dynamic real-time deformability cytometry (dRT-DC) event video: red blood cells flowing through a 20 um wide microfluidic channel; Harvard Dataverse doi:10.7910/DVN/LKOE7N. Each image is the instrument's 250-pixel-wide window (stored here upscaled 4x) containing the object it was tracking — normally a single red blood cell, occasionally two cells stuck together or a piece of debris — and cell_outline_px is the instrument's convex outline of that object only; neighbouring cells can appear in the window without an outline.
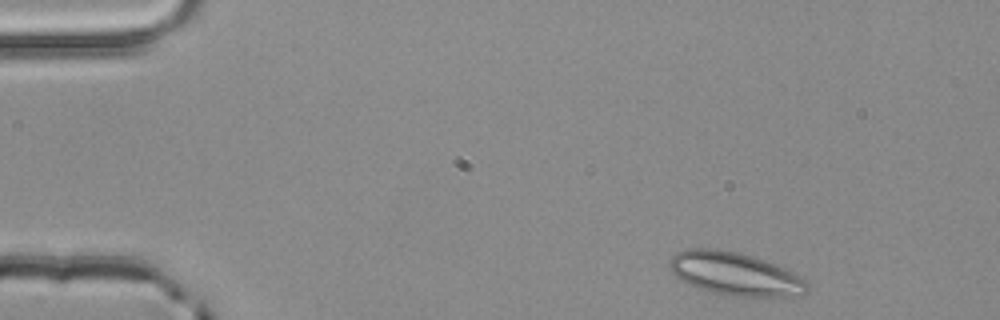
{"species": "common noctule bat (a hibernating species)", "species_latin": "Nyctalus noctula", "temperature_condition": "room temperature", "stored_images_in_passage": 4, "camera_frame_rate_fps": 3000, "um_per_image_px": 0.085, "animal": {"sex": "male", "body_mass_g": 20.4}, "frame": {"image": 1, "passage_image": 1, "time_ms": 0.0, "image_size_px": [1000, 320], "cell_outline_px": [[808, 292], [800, 296], [724, 296], [704, 292], [680, 280], [668, 268], [668, 260], [676, 252], [684, 248], [716, 248], [740, 252], [764, 260], [804, 276], [808, 284]], "centroid_in_image_um": [62.44, 23.28], "position_along_channel_um": 22.6, "area_um2": 35.49}}